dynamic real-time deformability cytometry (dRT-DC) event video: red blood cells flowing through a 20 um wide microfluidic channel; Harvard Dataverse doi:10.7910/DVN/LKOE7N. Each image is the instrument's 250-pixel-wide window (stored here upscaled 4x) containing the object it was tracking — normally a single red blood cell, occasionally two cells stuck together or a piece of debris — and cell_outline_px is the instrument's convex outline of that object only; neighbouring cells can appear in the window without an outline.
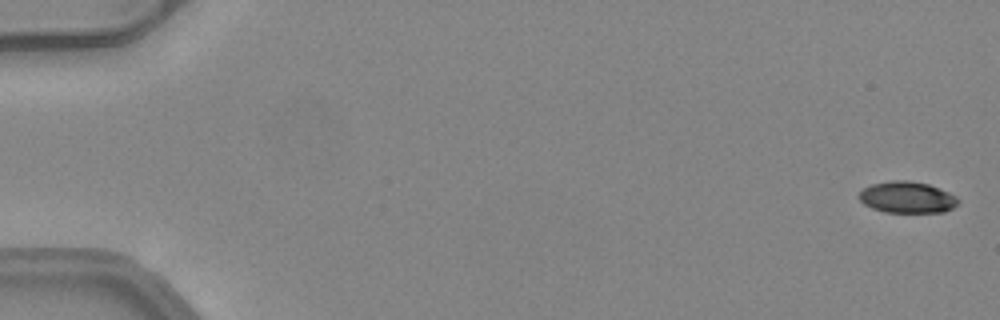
{"species": "common noctule bat (a hibernating species)", "species_latin": "Nyctalus noctula", "temperature_condition": "warm", "stored_images_in_passage": 52, "camera_frame_rate_fps": 3000, "um_per_image_px": 0.085, "animal": {"sex": "female", "body_mass_g": 24.6, "forearm_length_mm": 56.2}, "frame": {"image": 1, "passage_image": 2, "time_ms": 0.333, "image_size_px": [1000, 320], "cell_outline_px": [[960, 200], [952, 208], [944, 212], [884, 212], [872, 208], [864, 204], [860, 200], [860, 192], [864, 188], [872, 184], [892, 180], [908, 180], [928, 184], [948, 192], [956, 196]], "centroid_in_image_um": [77.11, 16.77], "position_along_channel_um": 7.9, "area_um2": 18.03}}
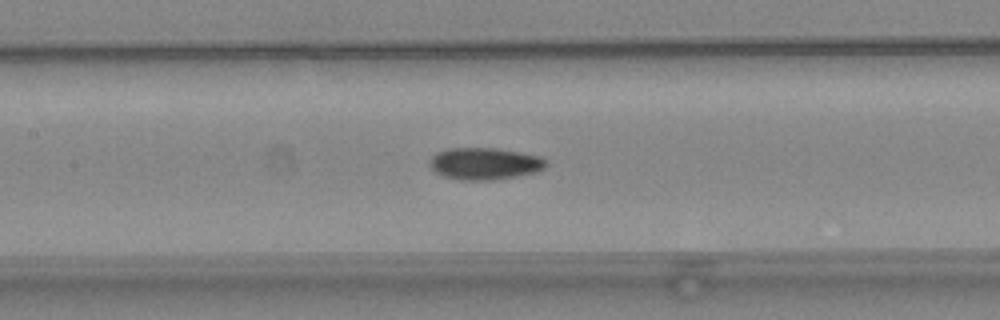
{"frame": {"image": 2, "passage_image": 26, "time_ms": 8.333, "image_size_px": [1000, 320], "cell_outline_px": [[548, 164], [544, 168], [536, 172], [516, 176], [492, 180], [456, 180], [444, 176], [436, 172], [428, 164], [428, 160], [436, 152], [448, 148], [496, 148], [520, 152], [540, 156], [548, 160]], "centroid_in_image_um": [41.19, 13.9], "position_along_channel_um": 166.2, "area_um2": 21.91}}
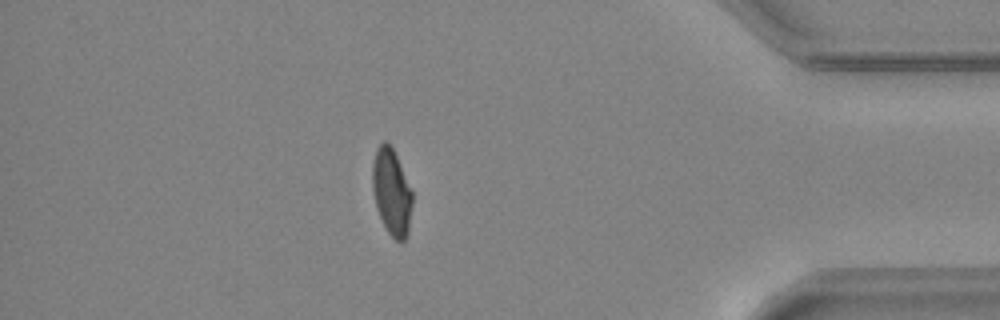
{"frame": {"image": 3, "passage_image": 46, "time_ms": 15.0, "image_size_px": [1000, 320], "cell_outline_px": [[412, 204], [408, 232], [404, 240], [396, 240], [388, 232], [376, 208], [372, 188], [372, 164], [376, 148], [384, 140], [392, 148], [396, 156], [412, 192]], "centroid_in_image_um": [33.26, 16.31], "position_along_channel_um": 401.9, "area_um2": 19.77}, "authors_computed_cell_mechanics": {"area_um2": 20.5768, "velocity_mm_per_s": 4.1115, "shape_relaxation_time_tau1_ms": null, "shape_relaxation_time_tau2_ms": 1.9254, "deformation_change_tau1": null, "deformation_change_tau2": 0.0706}}